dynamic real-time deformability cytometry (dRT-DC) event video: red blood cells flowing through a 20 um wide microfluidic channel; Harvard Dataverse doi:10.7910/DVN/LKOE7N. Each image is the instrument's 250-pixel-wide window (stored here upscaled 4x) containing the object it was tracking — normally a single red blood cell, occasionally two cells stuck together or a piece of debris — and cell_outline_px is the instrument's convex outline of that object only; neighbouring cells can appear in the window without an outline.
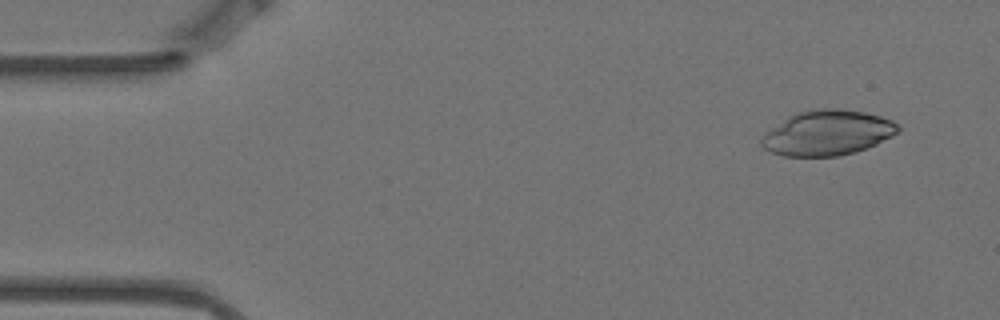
{"species": "Egyptian fruit bat (a non-hibernating species)", "species_latin": "Rousettus aegyptiacus", "temperature_condition": "warm", "stored_images_in_passage": 5, "camera_frame_rate_fps": 3000, "um_per_image_px": 0.085, "animal": {"sex": "female"}, "frame": {"image": 1, "passage_image": 1, "time_ms": 0.0, "image_size_px": [1000, 320], "cell_outline_px": [[900, 132], [876, 144], [856, 152], [836, 156], [784, 156], [772, 152], [764, 148], [760, 144], [760, 140], [772, 128], [788, 116], [796, 112], [820, 108], [836, 108], [864, 112], [880, 116], [892, 120], [900, 128]], "centroid_in_image_um": [70.35, 11.29], "position_along_channel_um": 14.6, "area_um2": 35.72}}